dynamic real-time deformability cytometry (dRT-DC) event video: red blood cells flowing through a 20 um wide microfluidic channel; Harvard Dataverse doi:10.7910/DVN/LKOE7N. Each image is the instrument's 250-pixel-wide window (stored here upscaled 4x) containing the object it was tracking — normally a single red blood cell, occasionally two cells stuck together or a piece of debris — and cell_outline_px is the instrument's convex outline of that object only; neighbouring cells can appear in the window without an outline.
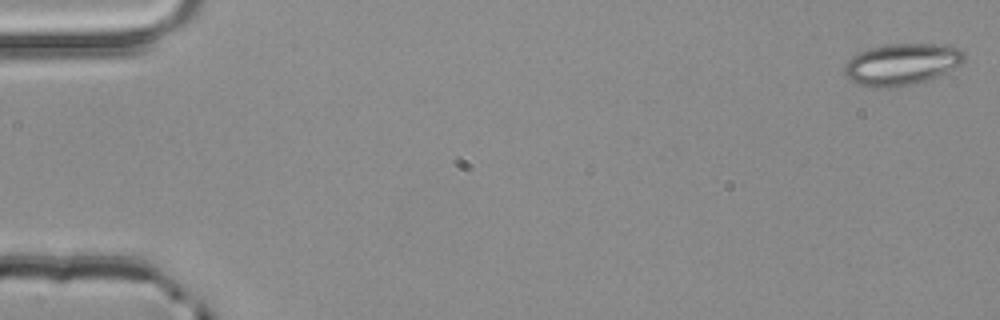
{"species": "common noctule bat (a hibernating species)", "species_latin": "Nyctalus noctula", "temperature_condition": "room temperature", "stored_images_in_passage": 51, "camera_frame_rate_fps": 3000, "um_per_image_px": 0.085, "animal": {"sex": "male", "body_mass_g": 20.4}, "frame": {"image": 1, "passage_image": 1, "time_ms": 0.0, "image_size_px": [1000, 320], "cell_outline_px": [[964, 64], [928, 80], [912, 84], [888, 88], [872, 88], [856, 84], [848, 80], [844, 76], [844, 68], [848, 60], [852, 56], [868, 48], [888, 44], [944, 44], [960, 48], [964, 52]], "centroid_in_image_um": [76.64, 5.47], "position_along_channel_um": 8.4, "area_um2": 29.48}}
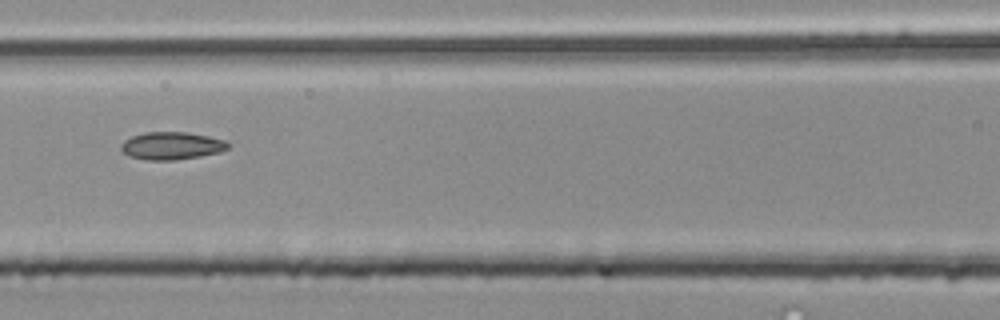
{"frame": {"image": 2, "passage_image": 24, "time_ms": 7.667, "image_size_px": [1000, 320], "cell_outline_px": [[228, 148], [220, 152], [200, 156], [176, 160], [148, 160], [128, 156], [120, 148], [120, 144], [124, 140], [132, 136], [144, 132], [188, 132], [208, 136], [224, 140], [228, 144]], "centroid_in_image_um": [14.55, 12.39], "position_along_channel_um": 152.0, "area_um2": 17.22}}
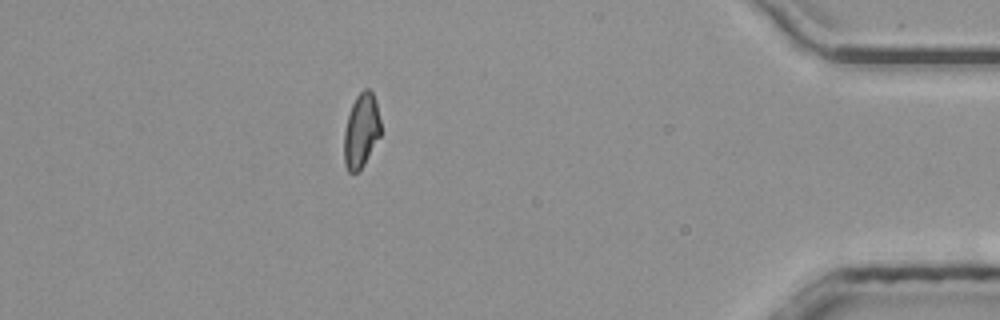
{"frame": {"image": 3, "passage_image": 47, "time_ms": 15.333, "image_size_px": [1000, 320], "cell_outline_px": [[380, 136], [364, 164], [356, 172], [348, 172], [344, 164], [344, 132], [348, 116], [352, 104], [356, 96], [364, 88], [368, 88], [372, 92], [376, 100], [380, 120]], "centroid_in_image_um": [30.7, 11.09], "position_along_channel_um": 404.5, "area_um2": 15.78}}